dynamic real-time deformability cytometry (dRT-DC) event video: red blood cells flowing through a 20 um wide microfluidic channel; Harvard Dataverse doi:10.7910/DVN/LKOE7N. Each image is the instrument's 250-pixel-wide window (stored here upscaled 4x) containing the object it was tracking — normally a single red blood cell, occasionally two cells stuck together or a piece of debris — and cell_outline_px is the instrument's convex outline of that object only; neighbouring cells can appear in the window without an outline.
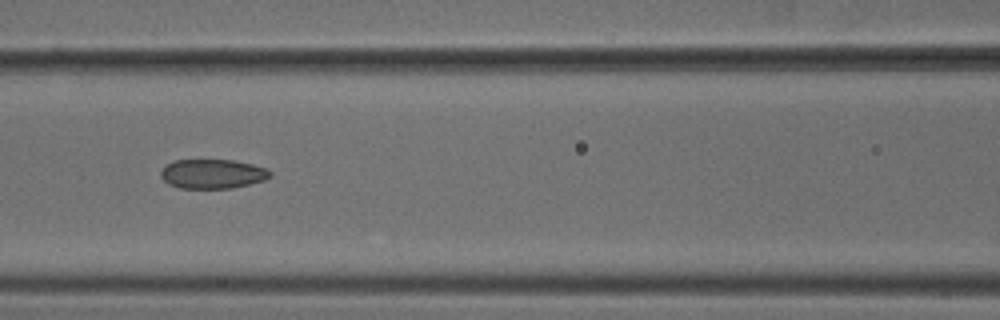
{"species": "common noctule bat (a hibernating species)", "species_latin": "Nyctalus noctula", "temperature_condition": "cold", "stored_images_in_passage": 5, "camera_frame_rate_fps": 3000, "um_per_image_px": 0.085, "animal": {"sex": "male", "body_mass_g": 18.8}, "frame": {"image": 1, "passage_image": 4, "time_ms": 1.0, "image_size_px": [1000, 320], "cell_outline_px": [[272, 176], [264, 180], [232, 188], [180, 188], [168, 184], [160, 176], [160, 172], [164, 164], [176, 160], [232, 160], [252, 164], [268, 168], [272, 172]], "centroid_in_image_um": [18.06, 14.77], "position_along_channel_um": 148.5, "area_um2": 18.84}}
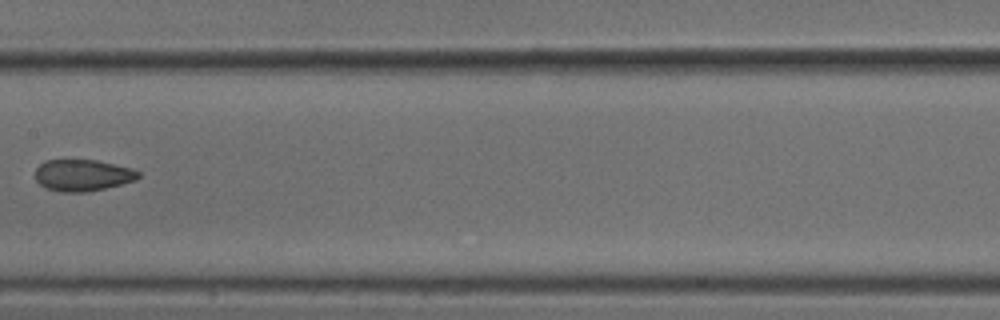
{"frame": {"image": 2, "passage_image": 5, "time_ms": 1.333, "image_size_px": [1000, 320], "cell_outline_px": [[140, 176], [136, 180], [88, 192], [64, 192], [48, 188], [40, 184], [36, 180], [36, 168], [44, 160], [96, 160], [132, 168], [140, 172]], "centroid_in_image_um": [7.03, 14.89], "position_along_channel_um": 200.4, "area_um2": 18.84}}